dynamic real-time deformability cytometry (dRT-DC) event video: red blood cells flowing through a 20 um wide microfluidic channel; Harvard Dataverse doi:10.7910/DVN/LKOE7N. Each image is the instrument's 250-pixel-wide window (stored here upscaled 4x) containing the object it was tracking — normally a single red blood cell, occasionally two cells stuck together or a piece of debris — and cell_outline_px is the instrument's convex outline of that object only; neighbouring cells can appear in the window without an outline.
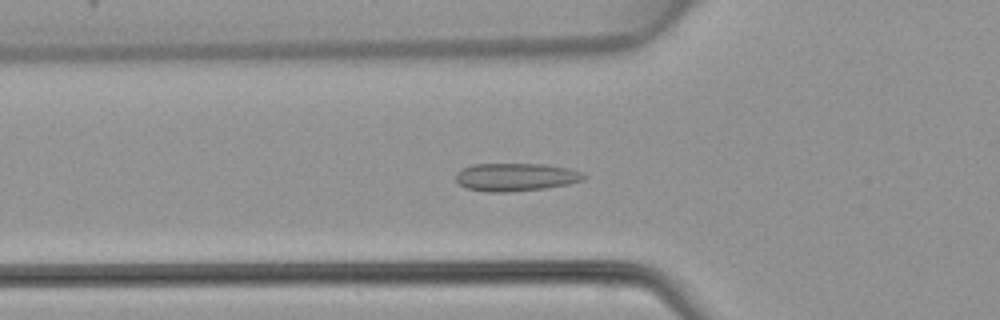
{"species": "common noctule bat (a hibernating species)", "species_latin": "Nyctalus noctula", "temperature_condition": "warm", "stored_images_in_passage": 38, "camera_frame_rate_fps": 3000, "um_per_image_px": 0.085, "animal": {"sex": "female", "body_mass_g": 22.7, "forearm_length_mm": 54.2}, "frame": {"image": 1, "passage_image": 7, "time_ms": 2.0, "image_size_px": [1000, 320], "cell_outline_px": [[588, 176], [584, 180], [568, 184], [548, 188], [512, 192], [488, 192], [464, 188], [456, 180], [456, 172], [472, 164], [540, 164], [568, 168], [584, 172]], "centroid_in_image_um": [43.86, 15.06], "position_along_channel_um": 81.9, "area_um2": 21.1}}
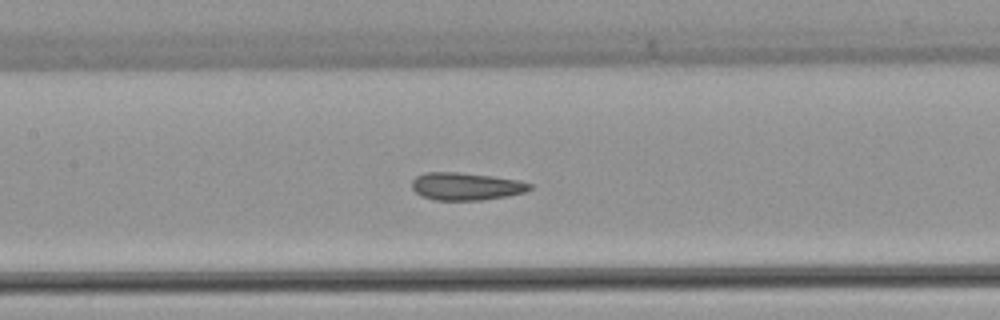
{"frame": {"image": 2, "passage_image": 13, "time_ms": 4.0, "image_size_px": [1000, 320], "cell_outline_px": [[532, 188], [524, 192], [508, 196], [480, 200], [436, 200], [424, 196], [416, 192], [412, 188], [412, 180], [416, 176], [424, 172], [460, 172], [492, 176], [520, 180], [532, 184]], "centroid_in_image_um": [39.63, 15.83], "position_along_channel_um": 167.8, "area_um2": 18.96}}
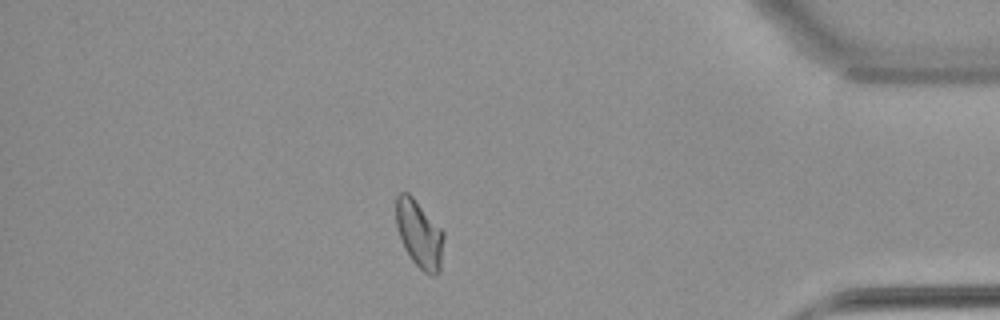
{"frame": {"image": 3, "passage_image": 32, "time_ms": 10.333, "image_size_px": [1000, 320], "cell_outline_px": [[444, 236], [440, 272], [436, 276], [432, 276], [424, 272], [412, 260], [404, 248], [396, 224], [396, 196], [400, 192], [408, 192], [412, 196], [444, 232]], "centroid_in_image_um": [35.65, 19.91], "position_along_channel_um": 399.6, "area_um2": 18.67}}